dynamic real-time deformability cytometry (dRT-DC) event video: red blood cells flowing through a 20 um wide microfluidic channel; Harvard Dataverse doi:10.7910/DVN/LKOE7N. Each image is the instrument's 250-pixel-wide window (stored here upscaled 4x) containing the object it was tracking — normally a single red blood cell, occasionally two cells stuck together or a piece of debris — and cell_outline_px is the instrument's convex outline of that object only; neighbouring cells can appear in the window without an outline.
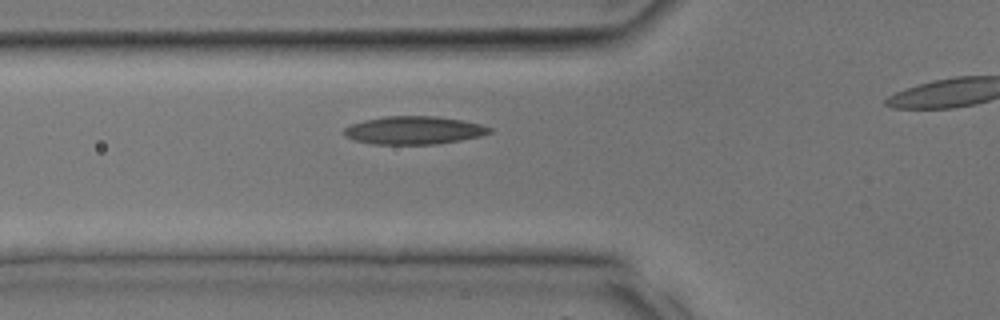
{"species": "common noctule bat (a hibernating species)", "species_latin": "Nyctalus noctula", "temperature_condition": "room temperature", "stored_images_in_passage": 16, "camera_frame_rate_fps": 3000, "um_per_image_px": 0.085, "animal": {"sex": "male", "body_mass_g": 17.9, "forearm_length_mm": 54.2}, "frame": {"image": 1, "passage_image": 5, "time_ms": 1.333, "image_size_px": [1000, 320], "cell_outline_px": [[492, 132], [480, 136], [460, 140], [436, 144], [372, 144], [352, 140], [344, 136], [340, 132], [344, 128], [352, 124], [364, 120], [388, 116], [436, 116], [460, 120], [480, 124], [492, 128]], "centroid_in_image_um": [35.13, 11.08], "position_along_channel_um": 90.7, "area_um2": 23.81}}
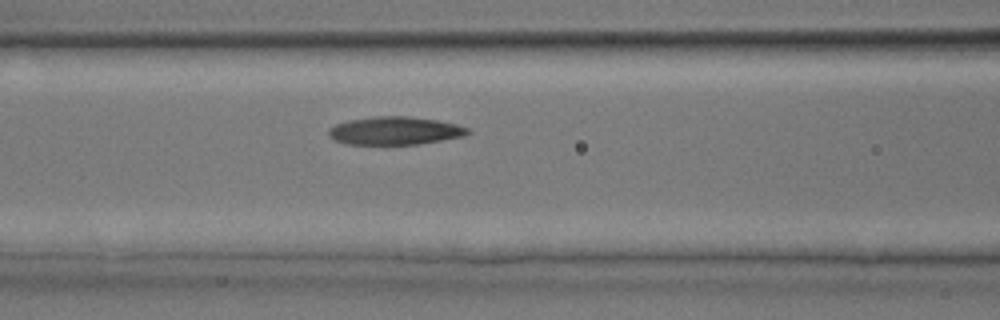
{"frame": {"image": 2, "passage_image": 7, "time_ms": 2.0, "image_size_px": [1000, 320], "cell_outline_px": [[472, 132], [464, 136], [420, 144], [344, 144], [328, 136], [328, 128], [336, 124], [348, 120], [376, 116], [408, 116], [436, 120], [456, 124], [468, 128]], "centroid_in_image_um": [33.56, 11.11], "position_along_channel_um": 133.0, "area_um2": 22.77}}